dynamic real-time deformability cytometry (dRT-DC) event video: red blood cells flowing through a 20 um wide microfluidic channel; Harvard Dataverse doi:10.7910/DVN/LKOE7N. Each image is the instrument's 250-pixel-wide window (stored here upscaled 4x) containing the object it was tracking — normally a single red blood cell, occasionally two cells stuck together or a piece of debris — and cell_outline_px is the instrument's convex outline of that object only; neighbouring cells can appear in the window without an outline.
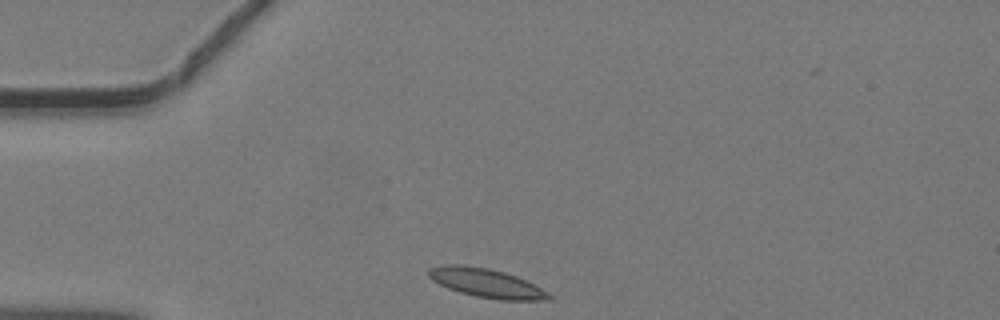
{"species": "common noctule bat (a hibernating species)", "species_latin": "Nyctalus noctula", "temperature_condition": "warm", "stored_images_in_passage": 36, "camera_frame_rate_fps": 3000, "um_per_image_px": 0.085, "animal": {"sex": "male", "body_mass_g": 19.2, "forearm_length_mm": 51.8}, "frame": {"image": 1, "passage_image": 1, "time_ms": 0.0, "image_size_px": [1000, 320], "cell_outline_px": [[552, 300], [500, 300], [476, 296], [460, 292], [448, 288], [432, 280], [428, 276], [428, 268], [444, 264], [460, 264], [488, 268], [504, 272], [516, 276], [548, 292], [552, 296]], "centroid_in_image_um": [41.32, 24.05], "position_along_channel_um": 43.7, "area_um2": 20.17}}
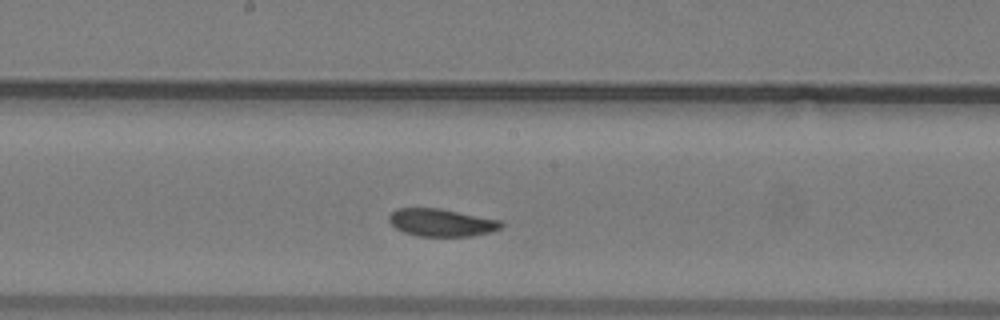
{"frame": {"image": 2, "passage_image": 14, "time_ms": 4.333, "image_size_px": [1000, 320], "cell_outline_px": [[504, 224], [500, 228], [488, 232], [468, 236], [416, 236], [404, 232], [396, 228], [388, 220], [388, 216], [396, 208], [440, 208], [500, 220]], "centroid_in_image_um": [37.48, 18.91], "position_along_channel_um": 210.7, "area_um2": 17.92}}
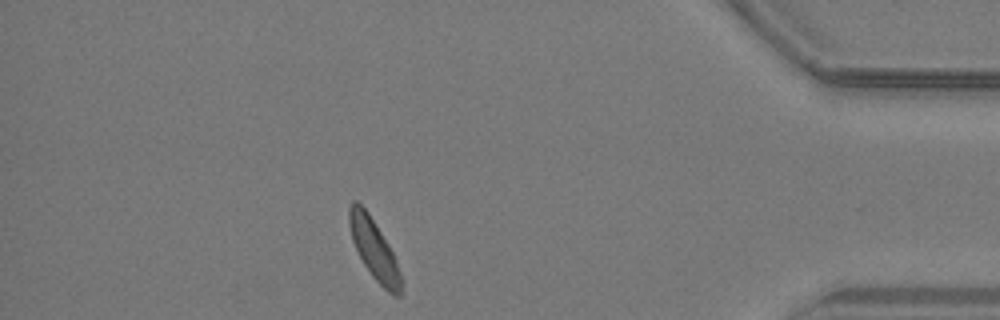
{"frame": {"image": 3, "passage_image": 30, "time_ms": 9.667, "image_size_px": [1000, 320], "cell_outline_px": [[404, 280], [400, 296], [392, 296], [372, 276], [364, 264], [352, 240], [348, 224], [348, 208], [352, 200], [356, 200], [368, 212], [388, 244], [396, 260]], "centroid_in_image_um": [31.81, 21.21], "position_along_channel_um": 403.4, "area_um2": 18.26}}